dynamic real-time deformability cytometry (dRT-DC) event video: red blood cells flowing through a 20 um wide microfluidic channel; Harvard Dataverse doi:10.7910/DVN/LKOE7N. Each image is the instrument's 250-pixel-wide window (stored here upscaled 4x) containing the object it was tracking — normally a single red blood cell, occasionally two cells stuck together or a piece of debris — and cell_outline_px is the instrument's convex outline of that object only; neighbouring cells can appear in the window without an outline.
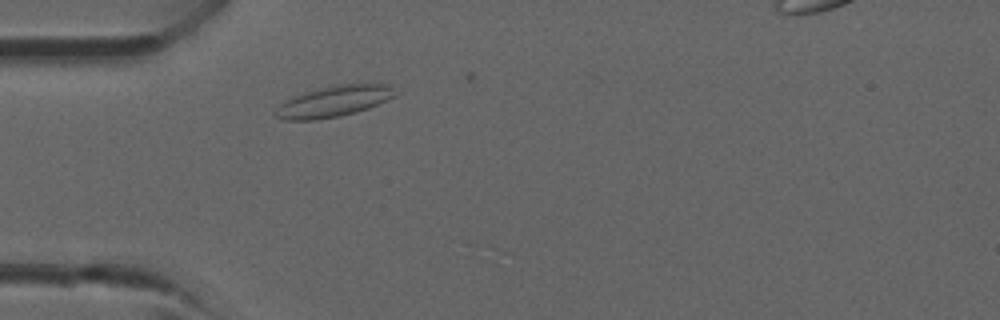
{"species": "common noctule bat (a hibernating species)", "species_latin": "Nyctalus noctula", "temperature_condition": "room temperature", "stored_images_in_passage": 6, "camera_frame_rate_fps": 3000, "um_per_image_px": 0.085, "animal": {"sex": "male", "forearm_length_mm": 52.5}, "frame": {"image": 1, "passage_image": 3, "time_ms": 0.667, "image_size_px": [1000, 320], "cell_outline_px": [[396, 96], [368, 108], [356, 112], [340, 116], [312, 120], [284, 120], [272, 116], [280, 104], [284, 100], [292, 96], [304, 92], [336, 84], [360, 80], [372, 80], [388, 84], [392, 88]], "centroid_in_image_um": [28.42, 8.55], "position_along_channel_um": 56.6, "area_um2": 22.48}}